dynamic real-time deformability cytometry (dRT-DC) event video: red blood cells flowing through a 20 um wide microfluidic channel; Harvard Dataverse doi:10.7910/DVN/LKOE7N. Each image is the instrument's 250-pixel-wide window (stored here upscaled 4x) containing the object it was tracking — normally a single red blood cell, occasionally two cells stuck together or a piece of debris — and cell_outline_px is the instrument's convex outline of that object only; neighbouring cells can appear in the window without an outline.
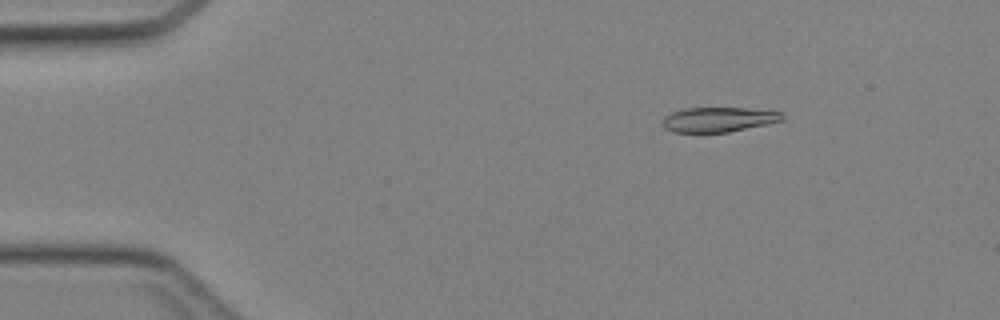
{"species": "Egyptian fruit bat (a non-hibernating species)", "species_latin": "Rousettus aegyptiacus", "temperature_condition": "cold", "stored_images_in_passage": 45, "camera_frame_rate_fps": 3000, "um_per_image_px": 0.085, "animal": {"sex": "female"}, "frame": {"image": 1, "passage_image": 7, "time_ms": 2.0, "image_size_px": [1000, 320], "cell_outline_px": [[784, 120], [768, 124], [728, 132], [672, 132], [664, 128], [660, 124], [664, 116], [672, 112], [684, 108], [748, 108], [780, 112], [784, 116]], "centroid_in_image_um": [61.04, 10.16], "position_along_channel_um": 24.0, "area_um2": 17.4}}
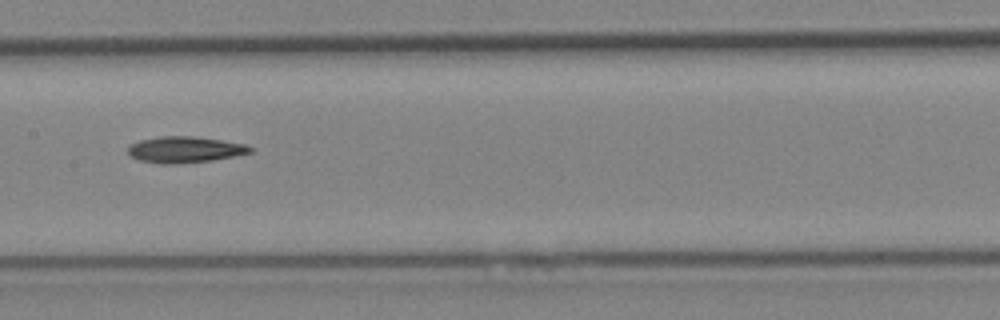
{"frame": {"image": 2, "passage_image": 23, "time_ms": 7.333, "image_size_px": [1000, 320], "cell_outline_px": [[252, 152], [212, 160], [172, 164], [160, 164], [140, 160], [128, 156], [128, 148], [132, 144], [140, 140], [160, 136], [192, 136], [220, 140], [244, 144], [252, 148]], "centroid_in_image_um": [15.66, 12.72], "position_along_channel_um": 191.7, "area_um2": 18.44}}
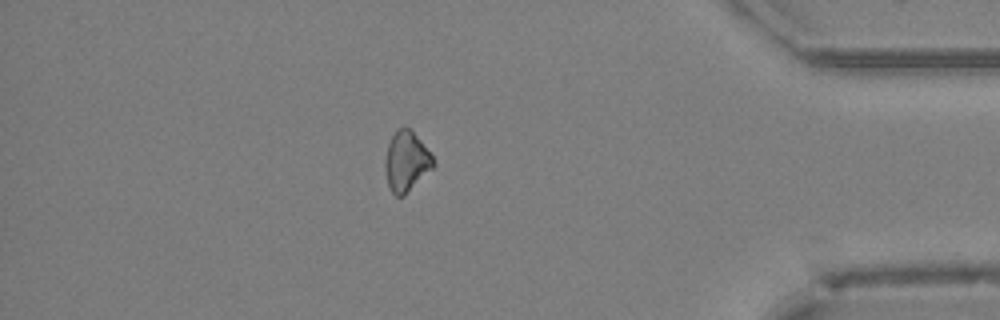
{"frame": {"image": 3, "passage_image": 39, "time_ms": 12.667, "image_size_px": [1000, 320], "cell_outline_px": [[436, 164], [404, 196], [396, 196], [388, 188], [384, 168], [384, 160], [388, 144], [392, 136], [404, 124], [420, 140], [432, 156]], "centroid_in_image_um": [34.51, 13.74], "position_along_channel_um": 400.7, "area_um2": 16.76}}